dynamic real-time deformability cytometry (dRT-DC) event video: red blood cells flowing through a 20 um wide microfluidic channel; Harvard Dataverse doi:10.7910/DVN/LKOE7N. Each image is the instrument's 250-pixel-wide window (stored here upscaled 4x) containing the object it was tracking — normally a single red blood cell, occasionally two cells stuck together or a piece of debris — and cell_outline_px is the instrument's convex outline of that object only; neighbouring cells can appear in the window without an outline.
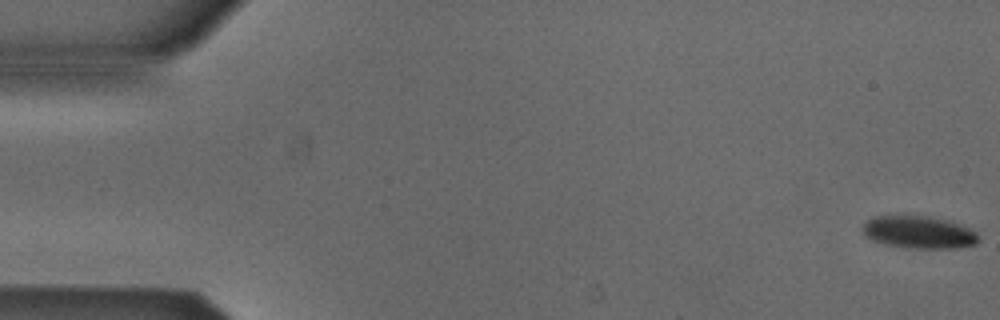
{"species": "Egyptian fruit bat (a non-hibernating species)", "species_latin": "Rousettus aegyptiacus", "temperature_condition": "cold", "stored_images_in_passage": 47, "camera_frame_rate_fps": 3000, "um_per_image_px": 0.085, "animal": {"sex": "male"}, "frame": {"image": 1, "passage_image": 1, "time_ms": 0.0, "image_size_px": [1000, 320], "cell_outline_px": [[980, 240], [976, 244], [956, 248], [908, 248], [888, 244], [872, 240], [864, 232], [864, 224], [872, 216], [932, 216], [952, 220], [976, 232]], "centroid_in_image_um": [78.17, 19.73], "position_along_channel_um": 6.8, "area_um2": 21.85}}
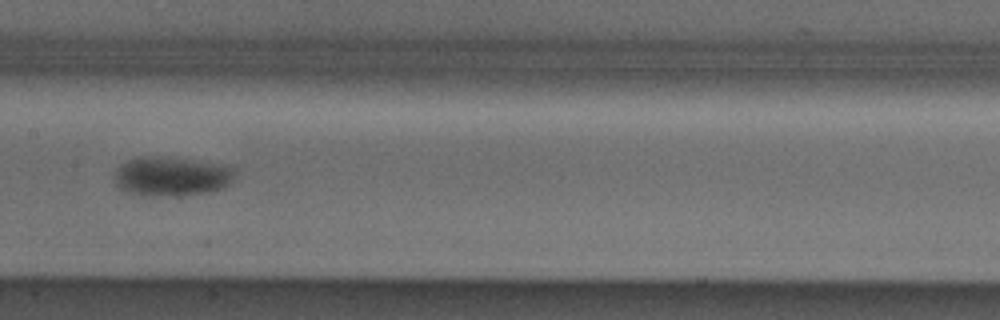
{"frame": {"image": 2, "passage_image": 27, "time_ms": 8.667, "image_size_px": [1000, 320], "cell_outline_px": [[236, 168], [228, 184], [224, 188], [208, 192], [168, 196], [144, 196], [120, 188], [116, 184], [116, 172], [120, 164], [128, 160], [144, 156], [152, 156], [188, 160]], "centroid_in_image_um": [14.54, 15.0], "position_along_channel_um": 192.9, "area_um2": 26.76}}
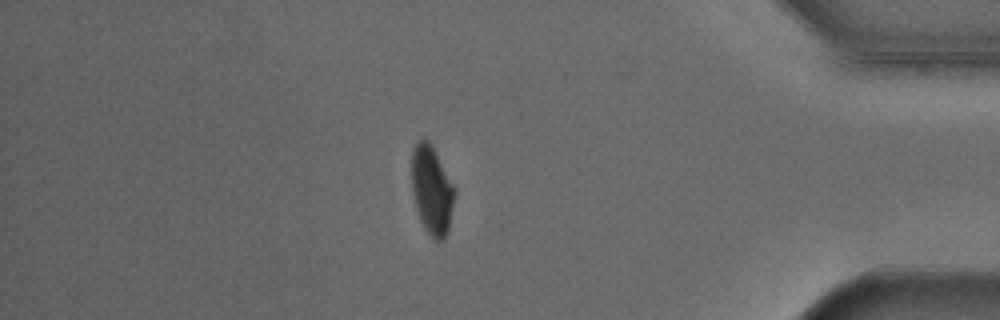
{"frame": {"image": 3, "passage_image": 46, "time_ms": 15.0, "image_size_px": [1000, 320], "cell_outline_px": [[456, 192], [448, 232], [444, 240], [436, 240], [424, 228], [416, 208], [412, 192], [412, 148], [424, 136], [432, 144], [456, 188]], "centroid_in_image_um": [36.72, 16.13], "position_along_channel_um": 398.5, "area_um2": 22.43}}